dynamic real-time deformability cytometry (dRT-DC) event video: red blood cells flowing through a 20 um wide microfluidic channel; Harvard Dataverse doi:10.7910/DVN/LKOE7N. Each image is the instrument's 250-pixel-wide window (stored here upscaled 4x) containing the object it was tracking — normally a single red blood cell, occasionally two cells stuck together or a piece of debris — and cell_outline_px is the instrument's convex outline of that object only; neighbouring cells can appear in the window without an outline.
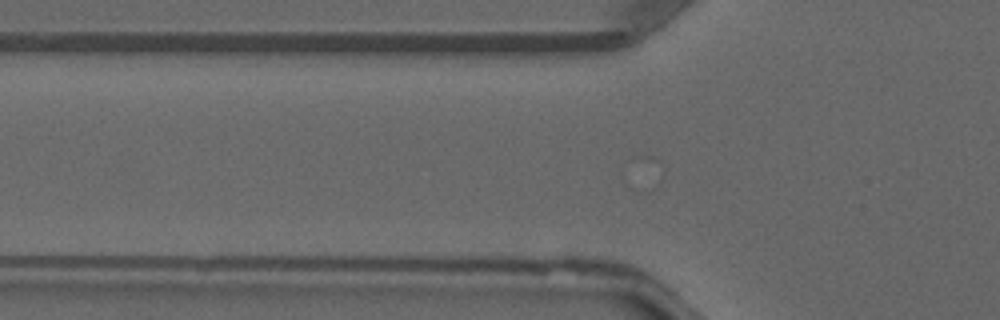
{"species": "common noctule bat (a hibernating species)", "species_latin": "Nyctalus noctula", "temperature_condition": "warm", "stored_images_in_passage": 4, "camera_frame_rate_fps": 3000, "um_per_image_px": 0.085, "animal": {"sex": "male", "forearm_length_mm": 52.5}, "frame": {"image": 1, "passage_image": 3, "time_ms": 0.667, "image_size_px": [1000, 320], "cell_outline_px": [[640, 272], [496, 260], [500, 256], [516, 252], [580, 252], [620, 260], [636, 264], [640, 268]], "centroid_in_image_um": [48.53, 22.13], "position_along_channel_um": 77.3, "area_um2": 11.44}}